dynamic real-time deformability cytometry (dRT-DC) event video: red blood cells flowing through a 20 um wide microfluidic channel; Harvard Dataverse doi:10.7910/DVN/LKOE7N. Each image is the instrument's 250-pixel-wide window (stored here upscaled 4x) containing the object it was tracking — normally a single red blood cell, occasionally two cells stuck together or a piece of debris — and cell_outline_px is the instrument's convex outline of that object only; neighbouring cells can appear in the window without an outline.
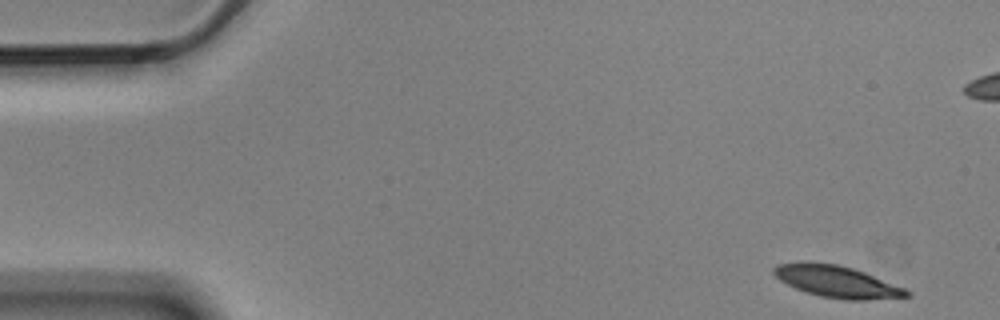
{"species": "Egyptian fruit bat (a non-hibernating species)", "species_latin": "Rousettus aegyptiacus", "temperature_condition": "cold", "stored_images_in_passage": 5, "segment_of_instrument_passage": [2, 2], "camera_frame_rate_fps": 3000, "um_per_image_px": 0.085, "animal": {"sex": "male"}, "frame": {"image": 1, "passage_image": 5, "time_ms": 1.333, "image_size_px": [1000, 320], "cell_outline_px": [[912, 296], [868, 300], [844, 300], [820, 296], [796, 288], [780, 280], [772, 272], [772, 268], [776, 264], [808, 260], [836, 264], [852, 268], [864, 272], [904, 288], [912, 292]], "centroid_in_image_um": [71.11, 23.92], "position_along_channel_um": 13.9, "area_um2": 24.74}}